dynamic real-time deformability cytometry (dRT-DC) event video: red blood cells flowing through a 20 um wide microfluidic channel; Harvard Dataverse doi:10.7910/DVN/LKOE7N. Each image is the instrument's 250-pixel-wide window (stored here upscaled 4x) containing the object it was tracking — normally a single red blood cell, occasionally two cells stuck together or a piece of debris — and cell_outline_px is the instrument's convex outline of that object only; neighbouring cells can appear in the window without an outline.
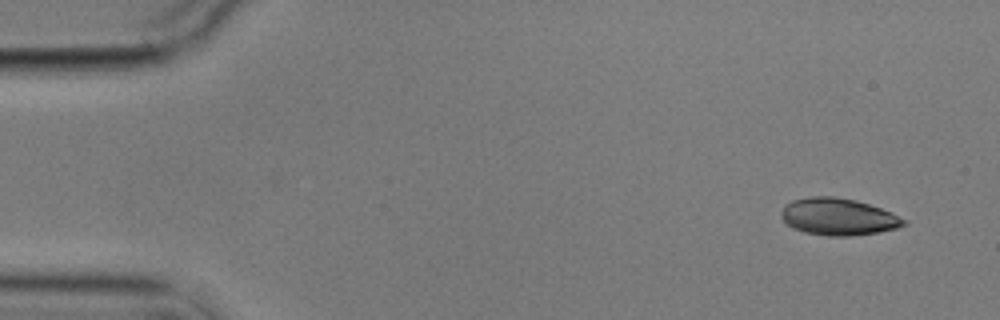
{"species": "common noctule bat (a hibernating species)", "species_latin": "Nyctalus noctula", "temperature_condition": "cold", "stored_images_in_passage": 9, "camera_frame_rate_fps": 3000, "um_per_image_px": 0.085, "animal": {"sex": "male", "body_mass_g": 17.9}, "frame": {"image": 1, "passage_image": 1, "time_ms": 0.0, "image_size_px": [1000, 320], "cell_outline_px": [[908, 224], [896, 228], [880, 232], [852, 236], [828, 236], [804, 232], [792, 228], [784, 224], [780, 216], [784, 204], [792, 200], [812, 196], [832, 196], [856, 200], [892, 212], [908, 220]], "centroid_in_image_um": [71.24, 18.43], "position_along_channel_um": 13.8, "area_um2": 26.82}}
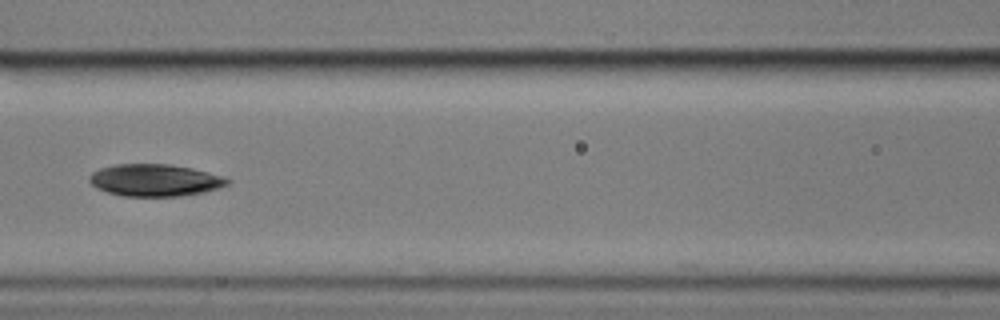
{"frame": {"image": 2, "passage_image": 7, "time_ms": 7.0, "image_size_px": [1000, 320], "cell_outline_px": [[232, 180], [228, 184], [220, 188], [204, 192], [180, 196], [124, 196], [108, 192], [96, 188], [88, 180], [88, 176], [92, 172], [100, 168], [116, 164], [168, 164], [192, 168], [224, 176]], "centroid_in_image_um": [13.18, 15.31], "position_along_channel_um": 153.4, "area_um2": 25.95}}
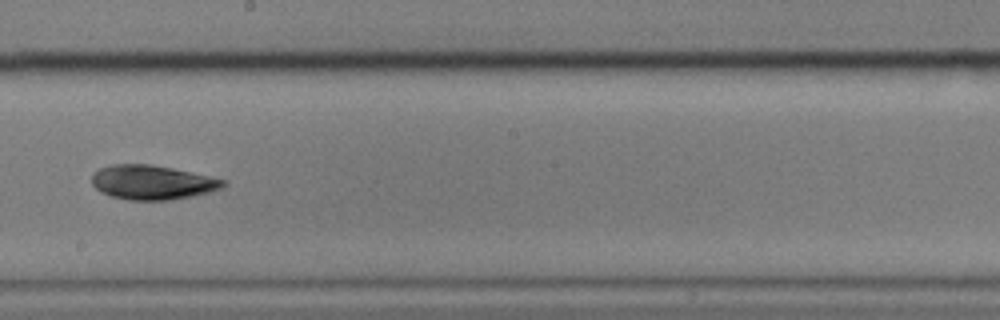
{"frame": {"image": 3, "passage_image": 9, "time_ms": 9.333, "image_size_px": [1000, 320], "cell_outline_px": [[228, 184], [224, 188], [192, 196], [168, 200], [128, 200], [112, 196], [100, 192], [92, 184], [92, 176], [100, 168], [112, 164], [148, 164], [172, 168], [208, 176], [224, 180]], "centroid_in_image_um": [12.94, 15.5], "position_along_channel_um": 235.3, "area_um2": 26.13}}